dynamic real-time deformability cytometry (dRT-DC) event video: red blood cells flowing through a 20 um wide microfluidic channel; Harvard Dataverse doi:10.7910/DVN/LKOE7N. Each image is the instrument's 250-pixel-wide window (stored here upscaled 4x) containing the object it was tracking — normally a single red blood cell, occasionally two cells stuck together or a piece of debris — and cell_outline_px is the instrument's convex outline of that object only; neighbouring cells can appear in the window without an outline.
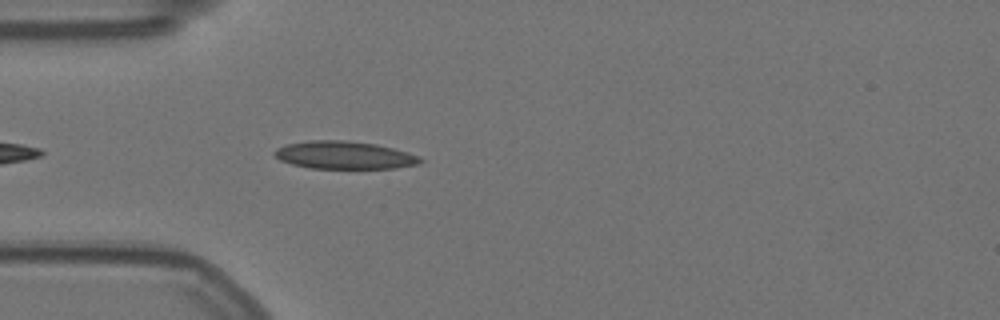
{"species": "Egyptian fruit bat (a non-hibernating species)", "species_latin": "Rousettus aegyptiacus", "temperature_condition": "warm", "stored_images_in_passage": 28, "camera_frame_rate_fps": 3000, "um_per_image_px": 0.085, "animal": {"sex": "female"}, "frame": {"image": 1, "passage_image": 4, "time_ms": 1.0, "image_size_px": [1000, 320], "cell_outline_px": [[424, 160], [420, 164], [396, 168], [308, 168], [292, 164], [280, 160], [272, 152], [276, 148], [288, 144], [308, 140], [344, 140], [376, 144], [408, 152], [420, 156]], "centroid_in_image_um": [29.28, 13.18], "position_along_channel_um": 55.7, "area_um2": 23.64}}
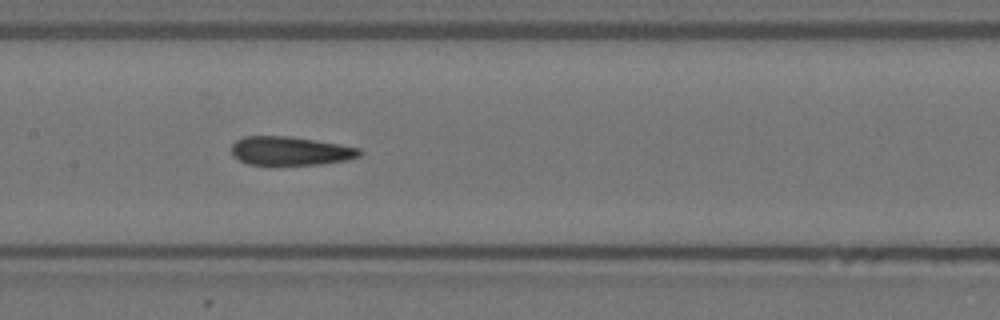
{"frame": {"image": 2, "passage_image": 15, "time_ms": 4.667, "image_size_px": [1000, 320], "cell_outline_px": [[364, 152], [360, 156], [348, 160], [320, 164], [248, 164], [232, 156], [232, 144], [236, 140], [244, 136], [288, 136], [316, 140], [360, 148]], "centroid_in_image_um": [24.7, 12.82], "position_along_channel_um": 182.7, "area_um2": 21.39}}
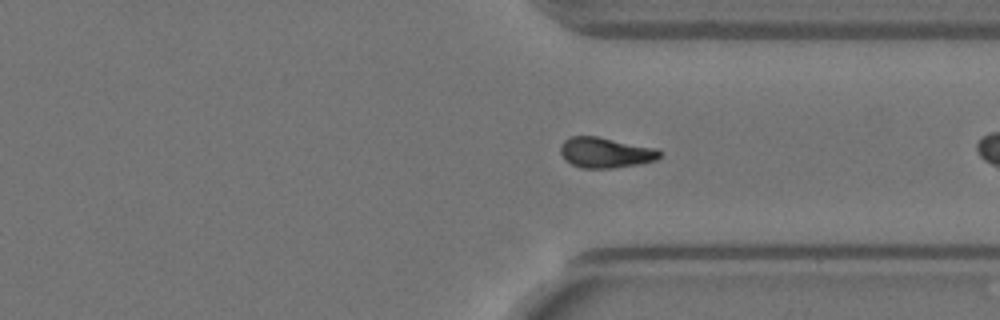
{"frame": {"image": 3, "passage_image": 27, "time_ms": 8.667, "image_size_px": [1000, 320], "cell_outline_px": [[660, 156], [656, 160], [640, 164], [612, 168], [580, 168], [564, 160], [560, 152], [560, 148], [564, 140], [572, 136], [596, 136], [656, 148], [660, 152]], "centroid_in_image_um": [51.44, 12.98], "position_along_channel_um": 360.0, "area_um2": 17.57}}